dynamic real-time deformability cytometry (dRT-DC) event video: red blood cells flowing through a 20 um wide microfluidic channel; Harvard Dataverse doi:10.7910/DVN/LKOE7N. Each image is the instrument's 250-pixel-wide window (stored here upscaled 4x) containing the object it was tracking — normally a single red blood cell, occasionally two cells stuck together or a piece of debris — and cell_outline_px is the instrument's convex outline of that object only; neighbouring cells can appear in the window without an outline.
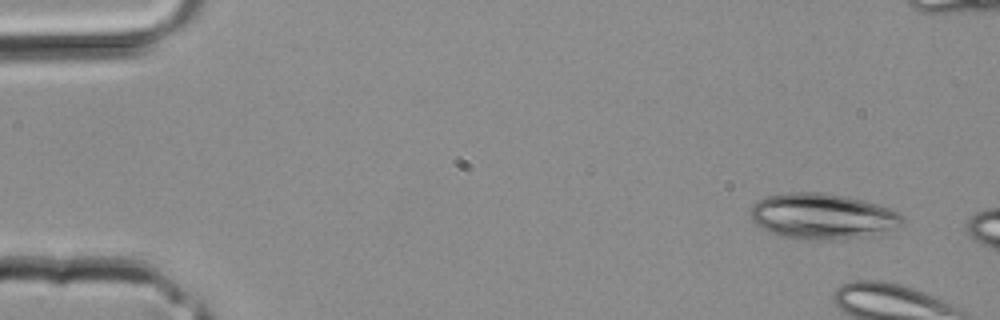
{"species": "common noctule bat (a hibernating species)", "species_latin": "Nyctalus noctula", "temperature_condition": "room temperature", "stored_images_in_passage": 5, "camera_frame_rate_fps": 3000, "um_per_image_px": 0.085, "animal": {"sex": "male", "body_mass_g": 20.4}, "frame": {"image": 1, "passage_image": 1, "time_ms": 0.0, "image_size_px": [1000, 320], "cell_outline_px": [[904, 224], [900, 228], [876, 236], [844, 240], [800, 240], [780, 236], [756, 224], [748, 216], [748, 212], [752, 204], [756, 200], [764, 196], [784, 192], [824, 192], [848, 196], [864, 200], [900, 212], [904, 216]], "centroid_in_image_um": [69.95, 18.4], "position_along_channel_um": 15.1, "area_um2": 41.96}}